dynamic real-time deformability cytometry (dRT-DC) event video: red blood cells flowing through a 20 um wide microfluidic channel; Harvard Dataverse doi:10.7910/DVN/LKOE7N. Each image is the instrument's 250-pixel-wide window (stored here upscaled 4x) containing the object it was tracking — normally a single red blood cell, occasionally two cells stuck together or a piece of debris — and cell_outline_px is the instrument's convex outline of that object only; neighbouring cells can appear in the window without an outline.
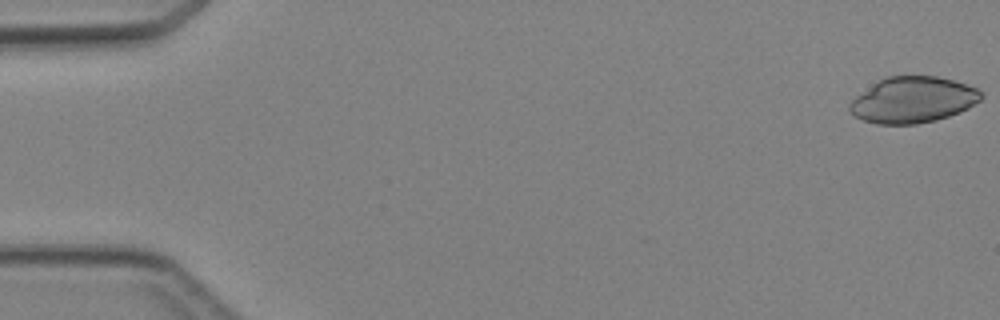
{"species": "Egyptian fruit bat (a non-hibernating species)", "species_latin": "Rousettus aegyptiacus", "temperature_condition": "cold", "stored_images_in_passage": 5, "camera_frame_rate_fps": 3000, "um_per_image_px": 0.085, "animal": {"sex": "female"}, "frame": {"image": 1, "passage_image": 1, "time_ms": 0.0, "image_size_px": [1000, 320], "cell_outline_px": [[984, 96], [980, 100], [968, 108], [960, 112], [936, 120], [916, 124], [876, 124], [864, 120], [856, 116], [848, 108], [848, 104], [856, 96], [880, 80], [888, 76], [936, 76], [952, 80], [976, 88], [984, 92]], "centroid_in_image_um": [77.62, 8.49], "position_along_channel_um": 7.4, "area_um2": 34.97}}